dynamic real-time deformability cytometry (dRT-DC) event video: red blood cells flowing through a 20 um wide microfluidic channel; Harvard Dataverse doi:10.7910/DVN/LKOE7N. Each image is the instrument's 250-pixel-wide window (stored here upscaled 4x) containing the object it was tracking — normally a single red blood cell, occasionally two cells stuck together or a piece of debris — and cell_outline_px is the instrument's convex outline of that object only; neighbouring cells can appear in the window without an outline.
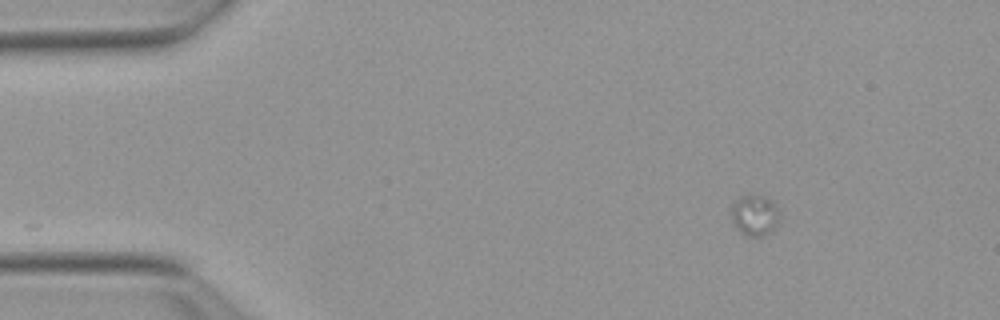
{"species": "Egyptian fruit bat (a non-hibernating species)", "species_latin": "Rousettus aegyptiacus", "temperature_condition": "warm", "stored_images_in_passage": 15, "camera_frame_rate_fps": 3000, "um_per_image_px": 0.085, "animal": {"sex": "female"}, "frame": {"image": 1, "passage_image": 1, "time_ms": 0.0, "image_size_px": [1000, 320], "cell_outline_px": [[780, 224], [772, 232], [764, 236], [748, 236], [740, 232], [732, 224], [728, 212], [732, 204], [740, 196], [764, 196], [772, 200], [780, 208]], "centroid_in_image_um": [64.17, 18.32], "position_along_channel_um": 20.8, "area_um2": 12.2}}
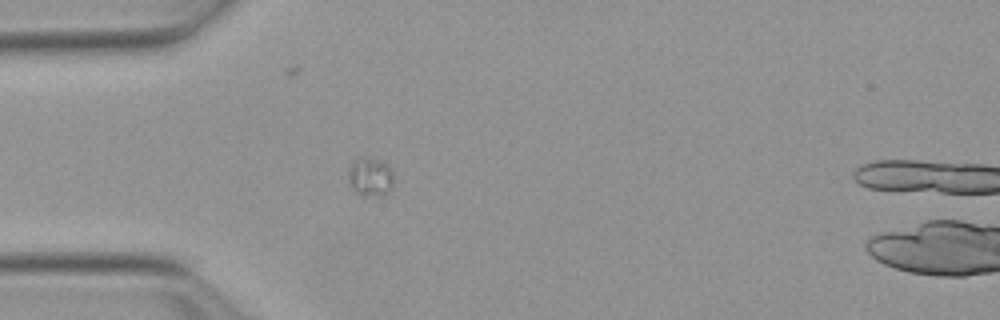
{"frame": {"image": 2, "passage_image": 10, "time_ms": 3.0, "image_size_px": [1000, 320], "cell_outline_px": [[392, 188], [388, 192], [380, 196], [364, 196], [356, 192], [352, 188], [348, 180], [348, 168], [352, 160], [360, 156], [368, 156], [380, 160], [388, 164], [392, 168]], "centroid_in_image_um": [31.45, 14.99], "position_along_channel_um": 53.5, "area_um2": 10.64}}